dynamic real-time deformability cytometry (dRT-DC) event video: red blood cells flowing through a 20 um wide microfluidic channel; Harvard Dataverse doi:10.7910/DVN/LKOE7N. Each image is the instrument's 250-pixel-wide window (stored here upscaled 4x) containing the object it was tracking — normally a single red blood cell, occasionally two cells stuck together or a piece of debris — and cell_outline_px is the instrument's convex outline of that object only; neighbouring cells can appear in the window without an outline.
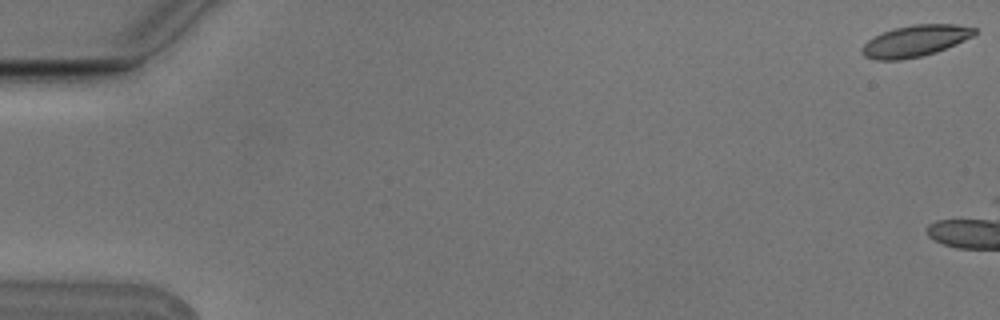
{"species": "Egyptian fruit bat (a non-hibernating species)", "species_latin": "Rousettus aegyptiacus", "temperature_condition": "cold", "stored_images_in_passage": 7, "camera_frame_rate_fps": 3000, "um_per_image_px": 0.085, "animal": {"sex": "male"}, "frame": {"image": 1, "passage_image": 1, "time_ms": 0.0, "image_size_px": [1000, 320], "cell_outline_px": [[976, 32], [972, 36], [956, 44], [936, 52], [920, 56], [900, 60], [876, 60], [864, 56], [860, 52], [860, 48], [868, 40], [884, 32], [896, 28], [912, 24], [956, 24], [976, 28]], "centroid_in_image_um": [77.77, 3.48], "position_along_channel_um": 7.2, "area_um2": 20.46}}
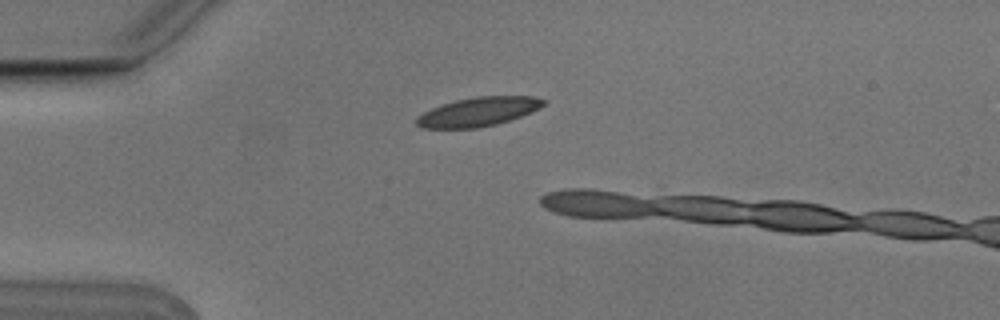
{"frame": {"image": 2, "passage_image": 5, "time_ms": 1.333, "image_size_px": [1000, 320], "cell_outline_px": [[548, 100], [540, 108], [532, 112], [496, 124], [476, 128], [424, 128], [416, 124], [416, 120], [424, 112], [432, 108], [456, 100], [476, 96], [532, 96]], "centroid_in_image_um": [40.7, 9.49], "position_along_channel_um": 44.3, "area_um2": 21.21}}